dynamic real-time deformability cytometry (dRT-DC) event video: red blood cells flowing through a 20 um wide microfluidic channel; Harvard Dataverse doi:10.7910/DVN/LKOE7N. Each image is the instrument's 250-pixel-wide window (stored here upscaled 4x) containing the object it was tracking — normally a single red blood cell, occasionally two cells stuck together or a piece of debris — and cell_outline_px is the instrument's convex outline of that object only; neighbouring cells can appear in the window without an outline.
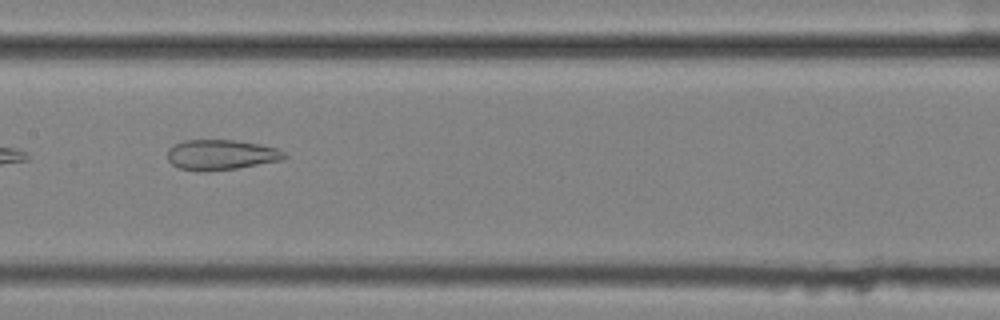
{"species": "common noctule bat (a hibernating species)", "species_latin": "Nyctalus noctula", "temperature_condition": "cold", "stored_images_in_passage": 10, "camera_frame_rate_fps": 3000, "um_per_image_px": 0.085, "animal": {"sex": "female", "body_mass_g": 25.1}, "frame": {"image": 1, "passage_image": 9, "time_ms": 2.667, "image_size_px": [1000, 320], "cell_outline_px": [[288, 156], [284, 160], [236, 168], [200, 172], [180, 168], [172, 164], [168, 160], [168, 148], [184, 140], [236, 140], [260, 144], [276, 148], [284, 152]], "centroid_in_image_um": [18.81, 13.16], "position_along_channel_um": 188.6, "area_um2": 20.63}}